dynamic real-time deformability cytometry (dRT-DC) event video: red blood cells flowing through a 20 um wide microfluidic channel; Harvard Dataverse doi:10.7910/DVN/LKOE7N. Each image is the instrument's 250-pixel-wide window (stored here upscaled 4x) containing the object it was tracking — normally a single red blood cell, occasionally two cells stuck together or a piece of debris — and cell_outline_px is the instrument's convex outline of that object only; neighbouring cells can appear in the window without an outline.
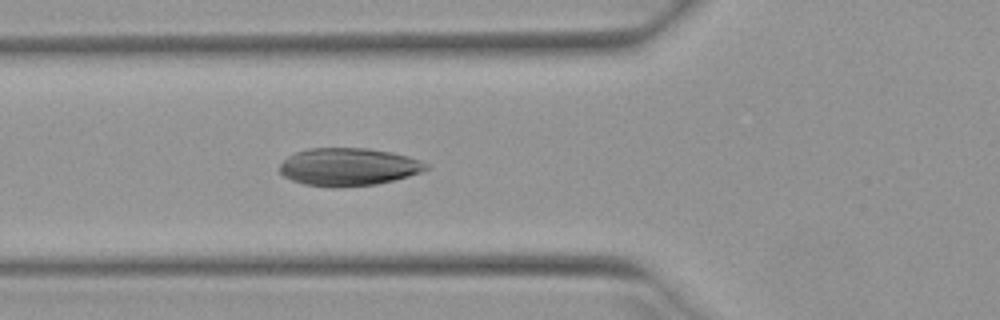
{"species": "Egyptian fruit bat (a non-hibernating species)", "species_latin": "Rousettus aegyptiacus", "temperature_condition": "warm", "stored_images_in_passage": 37, "camera_frame_rate_fps": 3000, "um_per_image_px": 0.085, "animal": {"sex": "female"}, "frame": {"image": 1, "passage_image": 4, "time_ms": 1.0, "image_size_px": [1000, 320], "cell_outline_px": [[428, 168], [420, 172], [408, 176], [376, 184], [336, 188], [332, 188], [304, 184], [292, 180], [284, 176], [280, 172], [280, 164], [288, 156], [296, 152], [308, 148], [368, 148], [392, 152], [408, 156], [420, 160], [428, 164]], "centroid_in_image_um": [29.6, 14.18], "position_along_channel_um": 96.2, "area_um2": 32.25}}
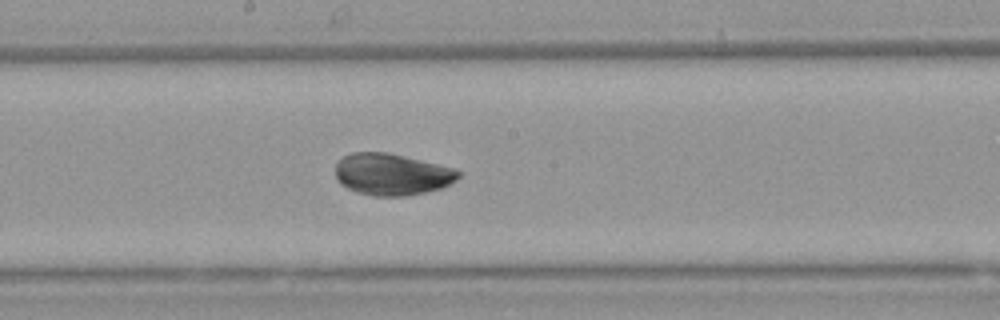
{"frame": {"image": 2, "passage_image": 13, "time_ms": 4.0, "image_size_px": [1000, 320], "cell_outline_px": [[460, 176], [456, 180], [440, 188], [408, 196], [372, 196], [356, 192], [340, 184], [336, 180], [336, 164], [344, 156], [352, 152], [388, 152], [456, 168], [460, 172]], "centroid_in_image_um": [33.3, 14.82], "position_along_channel_um": 214.9, "area_um2": 30.0}}
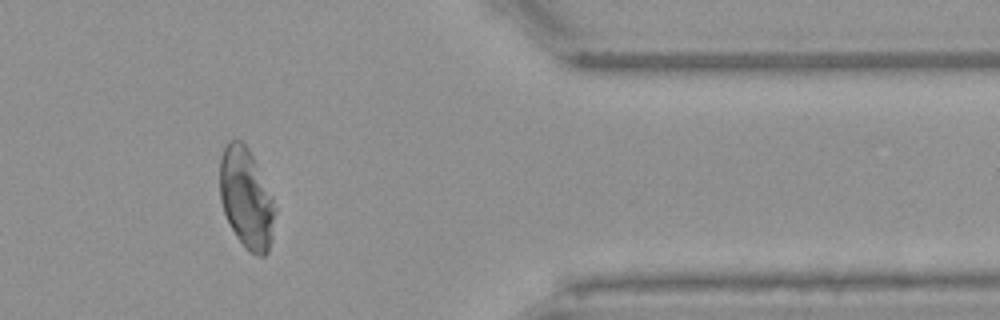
{"frame": {"image": 3, "passage_image": 28, "time_ms": 9.0, "image_size_px": [1000, 320], "cell_outline_px": [[276, 212], [272, 240], [268, 252], [264, 256], [256, 256], [248, 252], [244, 248], [236, 236], [224, 212], [220, 200], [220, 156], [228, 140], [240, 140], [248, 148], [272, 196], [276, 208]], "centroid_in_image_um": [20.95, 16.9], "position_along_channel_um": 390.5, "area_um2": 32.37}}